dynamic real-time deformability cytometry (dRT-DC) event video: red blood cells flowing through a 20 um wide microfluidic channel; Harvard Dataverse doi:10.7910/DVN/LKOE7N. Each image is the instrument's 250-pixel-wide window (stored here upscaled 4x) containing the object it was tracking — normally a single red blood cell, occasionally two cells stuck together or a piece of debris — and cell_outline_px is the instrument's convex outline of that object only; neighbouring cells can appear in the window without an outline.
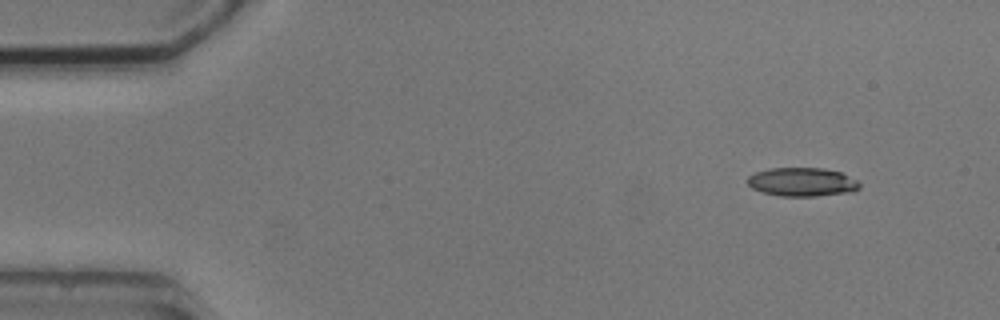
{"species": "common noctule bat (a hibernating species)", "species_latin": "Nyctalus noctula", "temperature_condition": "cold", "stored_images_in_passage": 3, "camera_frame_rate_fps": 3000, "um_per_image_px": 0.085, "animal": {"sex": "male", "body_mass_g": 20.5, "forearm_length_mm": 52.5}, "frame": {"image": 1, "passage_image": 1, "time_ms": 0.0, "image_size_px": [1000, 320], "cell_outline_px": [[860, 188], [852, 192], [816, 196], [780, 196], [760, 192], [752, 188], [748, 184], [748, 176], [756, 172], [768, 168], [820, 168], [840, 172], [856, 180], [860, 184]], "centroid_in_image_um": [68.16, 15.47], "position_along_channel_um": 16.8, "area_um2": 18.73}}